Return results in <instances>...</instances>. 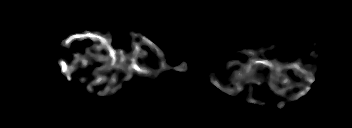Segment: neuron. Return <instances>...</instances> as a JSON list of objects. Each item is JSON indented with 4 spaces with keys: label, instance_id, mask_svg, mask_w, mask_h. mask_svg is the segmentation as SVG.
I'll return each mask as SVG.
<instances>
[{
    "label": "neuron",
    "instance_id": "2dd73e0c",
    "mask_svg": "<svg viewBox=\"0 0 352 128\" xmlns=\"http://www.w3.org/2000/svg\"><path fill=\"white\" fill-rule=\"evenodd\" d=\"M130 36H139L144 43L149 44L155 51L157 52L160 61H161V69L156 70V69H148V68H142L141 65L137 62V55L142 56L143 58L146 57L147 51H142L139 48V44L137 41H135L132 37L131 39L133 40V45H134V52L133 53H124L120 49L114 50L112 46L110 45V38L109 37H104L101 35H98L97 33H84V34H74L69 36L66 40L62 41L61 46L62 47H69L70 43L73 40L79 39H85V38H90L93 42L98 40L99 43L95 44V49L99 50L104 48L109 52V55H107L105 58H101V55L96 56L97 61L103 64L102 68H96L94 71H99L97 69H101L100 73L95 76L96 80L93 81L91 80L90 83L86 86L87 91L90 93L93 92V89L91 88V85H97L99 83L104 82L105 80H110L111 82L115 83L117 79V75L115 74L113 77L105 76L103 73L106 71H111L113 68L120 69L122 65H124L125 62H129V64L126 65L125 68V73H127L126 78H124L122 81L127 80L133 76V71H138L141 75H146V76H151L153 73H156V75H159V72L161 71H168V70H174V71H187L188 65L184 62L179 66H167L166 60L163 55V51L160 50L152 41H150L145 35L142 33H136L135 31L130 32ZM119 53V57H117L115 54ZM251 54V55H256V51H250L248 49H241L238 51L236 54ZM74 61H81L82 67H86L87 61L85 60L84 57H81L78 53L74 54ZM110 60V63L108 61ZM59 64L61 65V72L65 75L66 80L70 82L72 79L70 77L71 72H74V67L70 64H68L66 61L63 59H60ZM258 65L261 68L268 67L270 69V74L269 76L271 77L273 84L270 86L271 90L273 91L274 94L276 95H283L285 92L288 90L286 88L280 89L279 85H286V84H291L288 87L294 88L295 83H291L290 80L284 76V72H286L287 69H294V72L298 77H300V74L303 73L305 75V78L307 79L306 83L299 84L300 87H303L301 91H299L297 94L292 96V100H297L301 96L306 95L309 90L311 89V84L314 82V77H313V72L312 70H305L304 66L301 67V62H296L294 64H288V63H276L270 60L266 59H259V58H254L251 59L248 63L243 65V68L241 71L237 72V77L238 80L244 79V78H249V72L256 71L258 68ZM232 64H229L227 69L230 71L232 69ZM259 71V68H258ZM81 78V82H85L86 79L83 77H80L79 75L75 76V79ZM214 85L218 87L221 91L224 93H227L229 95H234L237 94L238 92L243 90V87L241 86V83H238V86L232 90L228 89L225 86H223L217 78L214 80ZM109 92V86L104 87V90L97 91L98 95L100 97L105 96ZM284 106V102H279L278 107L282 108Z\"/></svg>",
    "mask_w": 352,
    "mask_h": 128
}]
</instances>
